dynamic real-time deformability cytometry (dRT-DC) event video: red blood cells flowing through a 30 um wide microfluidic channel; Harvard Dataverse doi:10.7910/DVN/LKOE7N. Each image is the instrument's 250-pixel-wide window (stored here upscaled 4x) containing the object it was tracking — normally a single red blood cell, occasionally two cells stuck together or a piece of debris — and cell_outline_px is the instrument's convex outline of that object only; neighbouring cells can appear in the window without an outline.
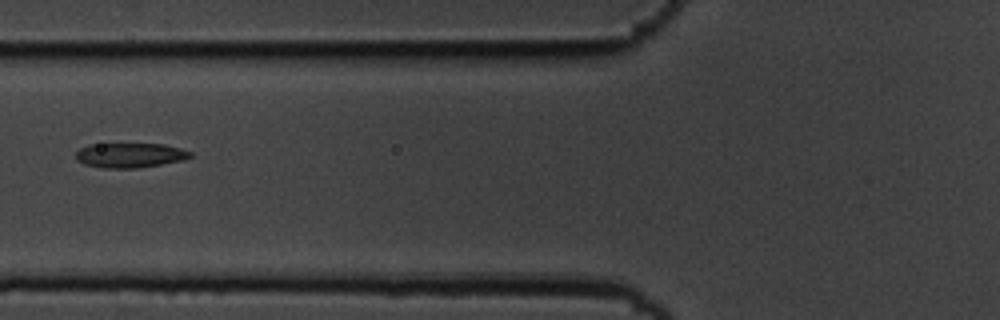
{"species": "common noctule bat (a hibernating species)", "species_latin": "Nyctalus noctula", "temperature_condition": "cold", "stored_images_in_passage": 9, "camera_frame_rate_fps": 3000, "um_per_image_px": 0.085, "animal": {"sex": "male", "body_mass_g": 19.5, "forearm_length_mm": 54.6}, "frame": {"image": 1, "passage_image": 6, "time_ms": 1.667, "image_size_px": [1000, 320], "cell_outline_px": [[192, 156], [184, 160], [140, 168], [104, 168], [84, 164], [76, 160], [76, 152], [80, 148], [88, 144], [164, 144], [180, 148], [192, 152]], "centroid_in_image_um": [11.05, 13.2], "position_along_channel_um": 114.7, "area_um2": 16.59}}
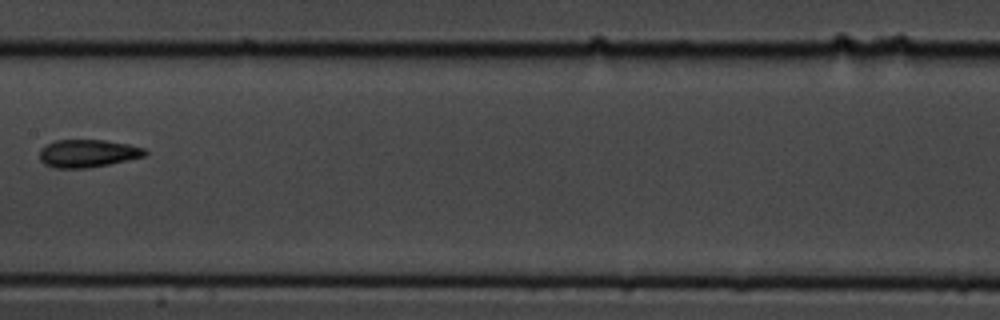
{"frame": {"image": 2, "passage_image": 8, "time_ms": 2.333, "image_size_px": [1000, 320], "cell_outline_px": [[148, 152], [144, 156], [128, 160], [88, 168], [56, 168], [44, 164], [40, 160], [40, 148], [56, 140], [104, 140], [128, 144], [144, 148]], "centroid_in_image_um": [7.45, 13.04], "position_along_channel_um": 200.0, "area_um2": 16.99}}
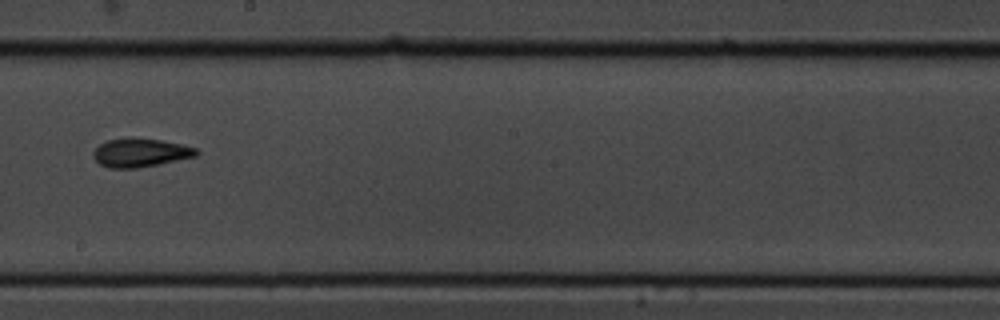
{"frame": {"image": 3, "passage_image": 9, "time_ms": 2.667, "image_size_px": [1000, 320], "cell_outline_px": [[200, 152], [196, 156], [160, 164], [136, 168], [108, 168], [100, 164], [96, 160], [92, 152], [100, 144], [108, 140], [128, 136], [132, 136], [160, 140], [184, 144], [196, 148]], "centroid_in_image_um": [11.94, 12.96], "position_along_channel_um": 236.3, "area_um2": 17.46}}